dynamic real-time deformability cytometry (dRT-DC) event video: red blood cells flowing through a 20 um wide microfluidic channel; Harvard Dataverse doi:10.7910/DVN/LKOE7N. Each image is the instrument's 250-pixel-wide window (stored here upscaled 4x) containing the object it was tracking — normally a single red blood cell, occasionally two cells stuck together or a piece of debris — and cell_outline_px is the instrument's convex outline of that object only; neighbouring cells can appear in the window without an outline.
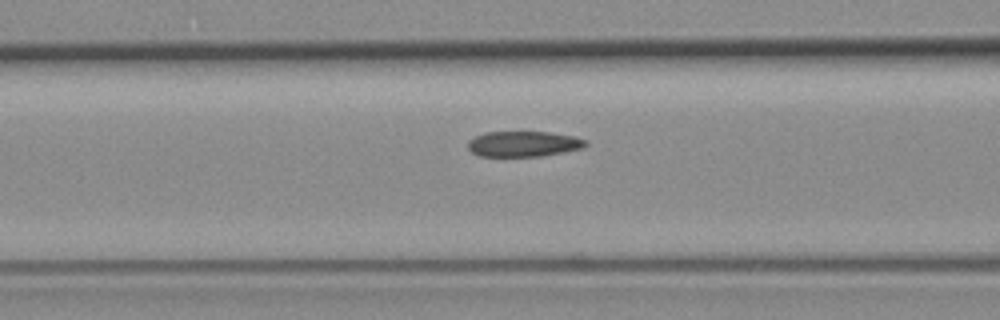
{"species": "common noctule bat (a hibernating species)", "species_latin": "Nyctalus noctula", "temperature_condition": "room temperature", "stored_images_in_passage": 36, "camera_frame_rate_fps": 3000, "um_per_image_px": 0.085, "animal": {"sex": "female", "body_mass_g": 19.3, "forearm_length_mm": 54.1}, "frame": {"image": 1, "passage_image": 15, "time_ms": 4.667, "image_size_px": [1000, 320], "cell_outline_px": [[588, 144], [584, 148], [544, 156], [480, 156], [472, 152], [468, 148], [468, 140], [484, 132], [548, 132], [576, 136], [588, 140]], "centroid_in_image_um": [44.55, 12.23], "position_along_channel_um": 122.1, "area_um2": 17.69}}
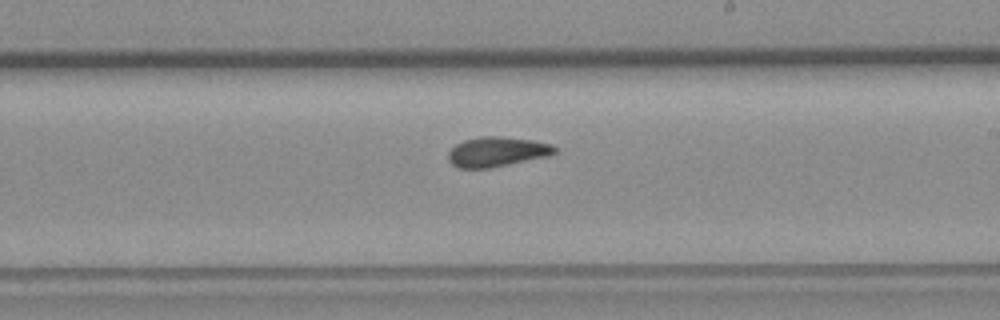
{"frame": {"image": 2, "passage_image": 25, "time_ms": 8.0, "image_size_px": [1000, 320], "cell_outline_px": [[556, 152], [548, 156], [492, 168], [456, 168], [448, 160], [448, 152], [456, 144], [464, 140], [480, 136], [500, 136], [532, 140], [552, 144], [556, 148]], "centroid_in_image_um": [42.22, 12.9], "position_along_channel_um": 246.8, "area_um2": 18.61}}
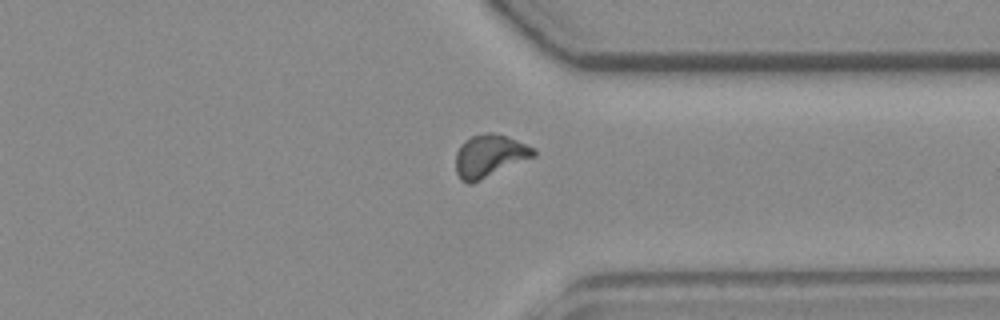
{"frame": {"image": 3, "passage_image": 35, "time_ms": 11.333, "image_size_px": [1000, 320], "cell_outline_px": [[536, 156], [472, 184], [468, 184], [460, 180], [456, 172], [456, 152], [460, 144], [464, 140], [472, 136], [488, 132], [492, 132], [508, 136], [536, 148]], "centroid_in_image_um": [41.61, 13.25], "position_along_channel_um": 369.8, "area_um2": 19.65}}